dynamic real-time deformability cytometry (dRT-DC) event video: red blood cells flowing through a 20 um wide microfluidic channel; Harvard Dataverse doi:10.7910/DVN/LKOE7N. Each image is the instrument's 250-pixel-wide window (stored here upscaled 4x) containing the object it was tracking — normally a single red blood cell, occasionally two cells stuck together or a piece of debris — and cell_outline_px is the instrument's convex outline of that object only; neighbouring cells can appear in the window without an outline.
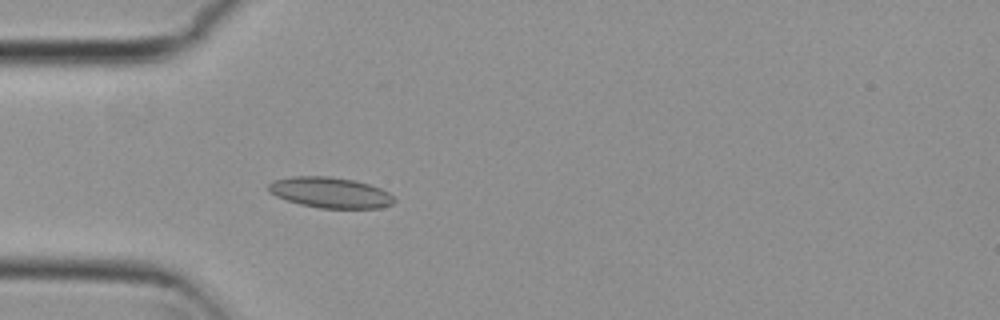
{"species": "common noctule bat (a hibernating species)", "species_latin": "Nyctalus noctula", "temperature_condition": "cold", "stored_images_in_passage": 36, "camera_frame_rate_fps": 3000, "um_per_image_px": 0.085, "animal": {"sex": "female", "body_mass_g": 29.2, "forearm_length_mm": 56.3}, "frame": {"image": 1, "passage_image": 5, "time_ms": 1.333, "image_size_px": [1000, 320], "cell_outline_px": [[396, 200], [392, 204], [380, 208], [320, 208], [300, 204], [276, 196], [268, 192], [268, 184], [272, 180], [292, 176], [332, 176], [356, 180], [380, 188], [388, 192]], "centroid_in_image_um": [28.05, 16.36], "position_along_channel_um": 56.9, "area_um2": 22.6}}
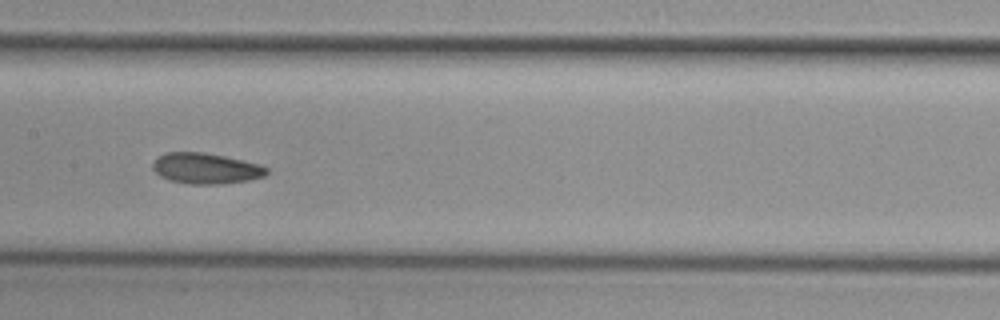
{"frame": {"image": 2, "passage_image": 16, "time_ms": 5.0, "image_size_px": [1000, 320], "cell_outline_px": [[268, 172], [264, 176], [248, 180], [220, 184], [192, 184], [168, 180], [160, 176], [152, 168], [152, 164], [156, 156], [168, 152], [204, 152], [224, 156], [260, 164], [268, 168]], "centroid_in_image_um": [17.47, 14.31], "position_along_channel_um": 189.9, "area_um2": 20.46}}
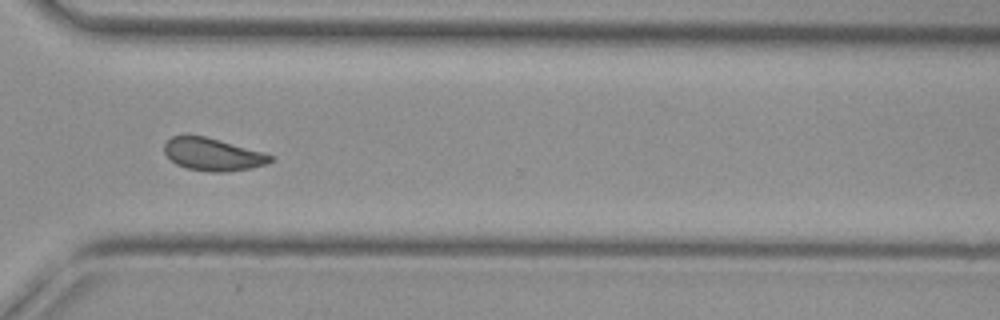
{"frame": {"image": 3, "passage_image": 29, "time_ms": 9.333, "image_size_px": [1000, 320], "cell_outline_px": [[272, 160], [268, 164], [252, 168], [224, 172], [208, 172], [188, 168], [176, 164], [164, 152], [164, 144], [172, 136], [204, 136], [220, 140], [264, 152], [272, 156]], "centroid_in_image_um": [18.11, 13.13], "position_along_channel_um": 352.5, "area_um2": 20.0}, "authors_computed_cell_mechanics": {"area_um2": 20.4034, "velocity_mm_per_s": 3.7531, "shape_relaxation_time_tau1_ms": 10.5783, "shape_relaxation_time_tau2_ms": 2.7988, "deformation_change_tau1": 0.1451, "deformation_change_tau2": 0.0758}}